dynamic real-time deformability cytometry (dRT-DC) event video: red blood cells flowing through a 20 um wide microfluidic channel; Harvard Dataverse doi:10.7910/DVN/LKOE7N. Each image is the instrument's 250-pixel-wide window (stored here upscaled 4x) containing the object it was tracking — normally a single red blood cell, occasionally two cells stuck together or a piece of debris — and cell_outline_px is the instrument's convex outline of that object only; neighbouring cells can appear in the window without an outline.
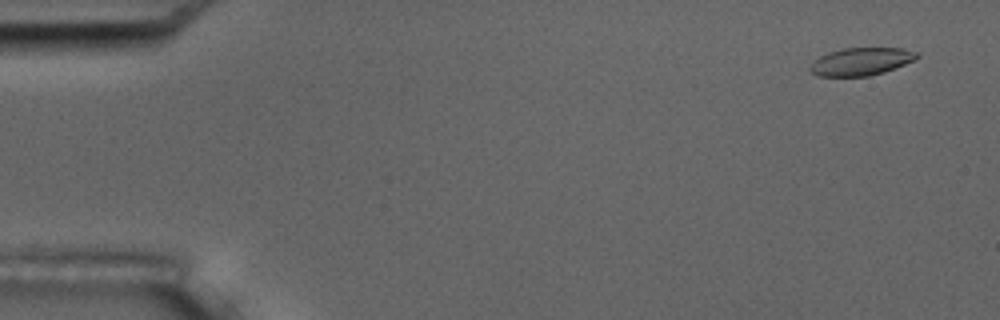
{"species": "common noctule bat (a hibernating species)", "species_latin": "Nyctalus noctula", "temperature_condition": "room temperature", "stored_images_in_passage": 6, "camera_frame_rate_fps": 3000, "um_per_image_px": 0.085, "animal": {"sex": "male", "body_mass_g": 17.5, "forearm_length_mm": 52.3}, "frame": {"image": 1, "passage_image": 1, "time_ms": 0.0, "image_size_px": [1000, 320], "cell_outline_px": [[920, 56], [916, 60], [884, 72], [868, 76], [820, 76], [812, 72], [808, 68], [820, 56], [828, 52], [844, 48], [904, 48], [920, 52]], "centroid_in_image_um": [73.26, 5.22], "position_along_channel_um": 11.7, "area_um2": 17.28}}
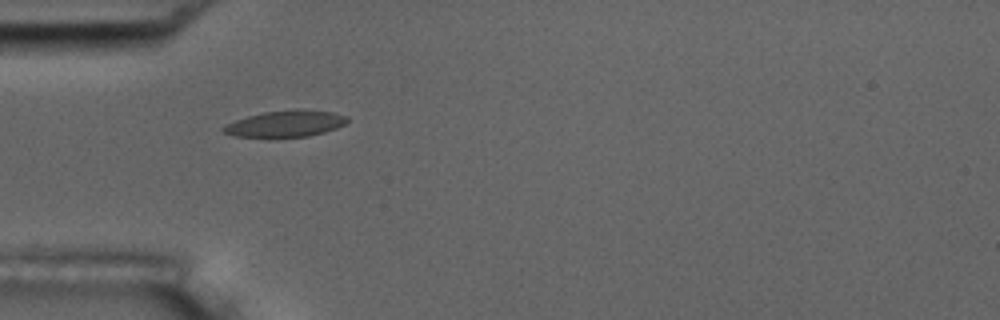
{"frame": {"image": 2, "passage_image": 5, "time_ms": 4.667, "image_size_px": [1000, 320], "cell_outline_px": [[348, 120], [344, 124], [336, 128], [324, 132], [308, 136], [236, 136], [224, 132], [220, 128], [236, 120], [248, 116], [264, 112], [300, 108], [332, 112], [348, 116]], "centroid_in_image_um": [24.32, 10.49], "position_along_channel_um": 60.7, "area_um2": 18.73}}